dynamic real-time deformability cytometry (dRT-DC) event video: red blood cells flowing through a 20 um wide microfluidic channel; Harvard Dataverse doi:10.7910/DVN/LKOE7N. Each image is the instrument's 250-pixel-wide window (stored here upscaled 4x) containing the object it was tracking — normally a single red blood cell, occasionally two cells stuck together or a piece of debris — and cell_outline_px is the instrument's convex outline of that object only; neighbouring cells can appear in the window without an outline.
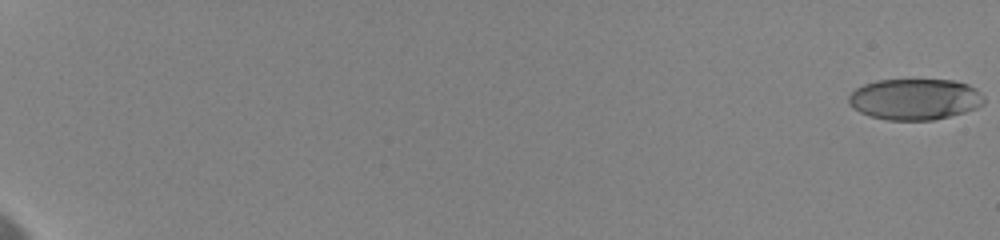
{"species": "human", "species_latin": "Homo sapiens", "temperature_condition": "cold", "stored_images_in_passage": 13, "camera_frame_rate_fps": 3000, "um_per_image_px": 0.085, "donor": {"sex": "female"}, "frame": {"image": 1, "passage_image": 1, "time_ms": 0.0, "image_size_px": [1000, 240], "cell_outline_px": [[984, 104], [976, 108], [964, 112], [932, 120], [888, 120], [872, 116], [860, 112], [852, 108], [848, 104], [848, 96], [856, 88], [864, 84], [876, 80], [956, 80], [968, 84], [976, 88], [984, 96]], "centroid_in_image_um": [77.76, 8.42], "position_along_channel_um": 7.2, "area_um2": 32.54}}